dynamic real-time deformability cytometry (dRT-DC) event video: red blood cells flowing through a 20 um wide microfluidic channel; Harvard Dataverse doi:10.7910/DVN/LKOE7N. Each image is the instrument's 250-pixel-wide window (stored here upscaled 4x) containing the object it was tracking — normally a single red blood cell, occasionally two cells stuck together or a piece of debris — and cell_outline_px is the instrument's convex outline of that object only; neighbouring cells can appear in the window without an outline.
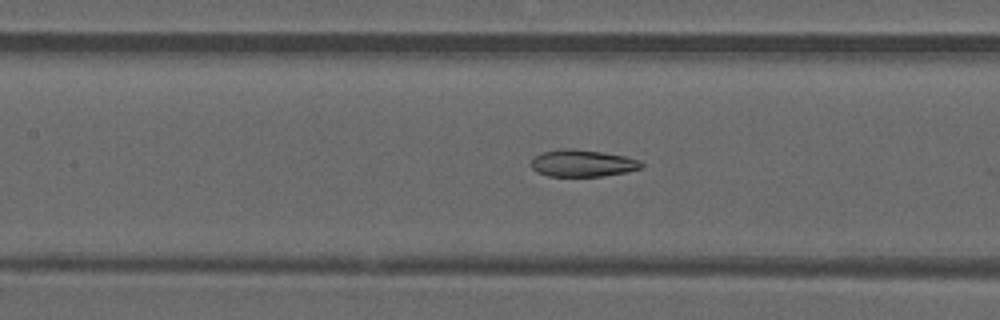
{"species": "common noctule bat (a hibernating species)", "species_latin": "Nyctalus noctula", "temperature_condition": "warm", "stored_images_in_passage": 37, "camera_frame_rate_fps": 3000, "um_per_image_px": 0.085, "animal": {"sex": "male", "forearm_length_mm": 52.5}, "frame": {"image": 1, "passage_image": 17, "time_ms": 5.333, "image_size_px": [1000, 320], "cell_outline_px": [[644, 168], [604, 176], [548, 176], [536, 172], [532, 168], [532, 160], [540, 152], [564, 148], [572, 148], [600, 152], [624, 156], [640, 160], [644, 164]], "centroid_in_image_um": [49.52, 13.87], "position_along_channel_um": 157.9, "area_um2": 17.34}}
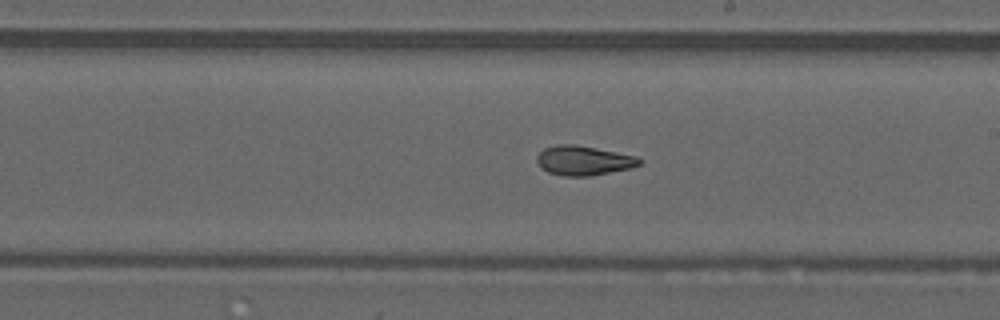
{"frame": {"image": 2, "passage_image": 23, "time_ms": 7.333, "image_size_px": [1000, 320], "cell_outline_px": [[644, 160], [640, 164], [632, 168], [592, 176], [564, 176], [548, 172], [540, 168], [536, 160], [536, 156], [544, 148], [556, 144], [572, 144], [636, 156]], "centroid_in_image_um": [49.59, 13.66], "position_along_channel_um": 239.4, "area_um2": 17.69}}
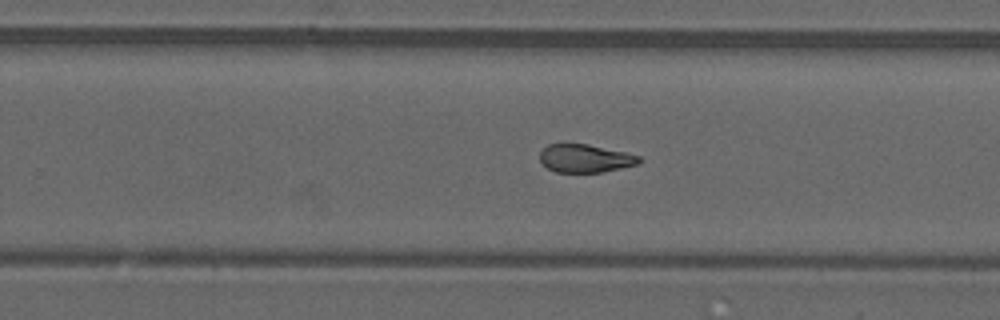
{"frame": {"image": 3, "passage_image": 26, "time_ms": 8.333, "image_size_px": [1000, 320], "cell_outline_px": [[640, 160], [636, 164], [620, 168], [600, 172], [556, 172], [548, 168], [540, 160], [540, 152], [548, 144], [588, 144], [624, 152], [640, 156]], "centroid_in_image_um": [49.71, 13.46], "position_along_channel_um": 280.1, "area_um2": 15.95}, "authors_computed_cell_mechanics": {"area_um2": 18.0336, "velocity_mm_per_s": 4.0984, "shape_relaxation_time_tau1_ms": null, "shape_relaxation_time_tau2_ms": 2.7507, "deformation_change_tau1": null, "deformation_change_tau2": 0.0836}}